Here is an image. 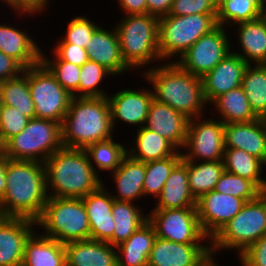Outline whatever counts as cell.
<instances>
[{
	"label": "cell",
	"mask_w": 266,
	"mask_h": 266,
	"mask_svg": "<svg viewBox=\"0 0 266 266\" xmlns=\"http://www.w3.org/2000/svg\"><path fill=\"white\" fill-rule=\"evenodd\" d=\"M35 230L32 219L0 216V266H22L25 243Z\"/></svg>",
	"instance_id": "2e32d148"
},
{
	"label": "cell",
	"mask_w": 266,
	"mask_h": 266,
	"mask_svg": "<svg viewBox=\"0 0 266 266\" xmlns=\"http://www.w3.org/2000/svg\"><path fill=\"white\" fill-rule=\"evenodd\" d=\"M189 121L183 113L153 99L144 127L166 138L181 151L186 141Z\"/></svg>",
	"instance_id": "ffe728a7"
},
{
	"label": "cell",
	"mask_w": 266,
	"mask_h": 266,
	"mask_svg": "<svg viewBox=\"0 0 266 266\" xmlns=\"http://www.w3.org/2000/svg\"><path fill=\"white\" fill-rule=\"evenodd\" d=\"M127 88L108 95L112 125L114 130L121 121L125 125L140 129L145 125L149 107L154 99L151 86L144 88ZM150 88V89H149Z\"/></svg>",
	"instance_id": "9a60e30c"
},
{
	"label": "cell",
	"mask_w": 266,
	"mask_h": 266,
	"mask_svg": "<svg viewBox=\"0 0 266 266\" xmlns=\"http://www.w3.org/2000/svg\"><path fill=\"white\" fill-rule=\"evenodd\" d=\"M1 104L17 108L29 119L35 118L34 102L29 90V68L0 83Z\"/></svg>",
	"instance_id": "836d02e7"
},
{
	"label": "cell",
	"mask_w": 266,
	"mask_h": 266,
	"mask_svg": "<svg viewBox=\"0 0 266 266\" xmlns=\"http://www.w3.org/2000/svg\"><path fill=\"white\" fill-rule=\"evenodd\" d=\"M105 182L103 180L97 190L81 199L88 216L90 239L109 242L113 237L115 224L112 215L113 198Z\"/></svg>",
	"instance_id": "44dd1931"
},
{
	"label": "cell",
	"mask_w": 266,
	"mask_h": 266,
	"mask_svg": "<svg viewBox=\"0 0 266 266\" xmlns=\"http://www.w3.org/2000/svg\"><path fill=\"white\" fill-rule=\"evenodd\" d=\"M24 68L13 58L0 51V83L18 76Z\"/></svg>",
	"instance_id": "681fc988"
},
{
	"label": "cell",
	"mask_w": 266,
	"mask_h": 266,
	"mask_svg": "<svg viewBox=\"0 0 266 266\" xmlns=\"http://www.w3.org/2000/svg\"><path fill=\"white\" fill-rule=\"evenodd\" d=\"M124 15L147 14L146 0H116Z\"/></svg>",
	"instance_id": "f907efd6"
},
{
	"label": "cell",
	"mask_w": 266,
	"mask_h": 266,
	"mask_svg": "<svg viewBox=\"0 0 266 266\" xmlns=\"http://www.w3.org/2000/svg\"><path fill=\"white\" fill-rule=\"evenodd\" d=\"M218 0H174L168 15L217 14Z\"/></svg>",
	"instance_id": "f6af8a7d"
},
{
	"label": "cell",
	"mask_w": 266,
	"mask_h": 266,
	"mask_svg": "<svg viewBox=\"0 0 266 266\" xmlns=\"http://www.w3.org/2000/svg\"><path fill=\"white\" fill-rule=\"evenodd\" d=\"M50 2L51 0H5L3 3L13 11V14L17 13L18 17L22 15L36 17V15H41L45 9L48 10Z\"/></svg>",
	"instance_id": "bcb514c9"
},
{
	"label": "cell",
	"mask_w": 266,
	"mask_h": 266,
	"mask_svg": "<svg viewBox=\"0 0 266 266\" xmlns=\"http://www.w3.org/2000/svg\"><path fill=\"white\" fill-rule=\"evenodd\" d=\"M225 148L241 149L266 164V129L261 118L224 124Z\"/></svg>",
	"instance_id": "603a6c76"
},
{
	"label": "cell",
	"mask_w": 266,
	"mask_h": 266,
	"mask_svg": "<svg viewBox=\"0 0 266 266\" xmlns=\"http://www.w3.org/2000/svg\"><path fill=\"white\" fill-rule=\"evenodd\" d=\"M174 0H146L147 14L157 16L158 18L166 16L169 13Z\"/></svg>",
	"instance_id": "816d5d0a"
},
{
	"label": "cell",
	"mask_w": 266,
	"mask_h": 266,
	"mask_svg": "<svg viewBox=\"0 0 266 266\" xmlns=\"http://www.w3.org/2000/svg\"><path fill=\"white\" fill-rule=\"evenodd\" d=\"M122 16L123 18H119L120 22L114 26L125 63L133 72L139 70L135 74L160 64L162 60L158 45L159 18L150 14Z\"/></svg>",
	"instance_id": "5b68a950"
},
{
	"label": "cell",
	"mask_w": 266,
	"mask_h": 266,
	"mask_svg": "<svg viewBox=\"0 0 266 266\" xmlns=\"http://www.w3.org/2000/svg\"><path fill=\"white\" fill-rule=\"evenodd\" d=\"M224 171L223 161H187L188 182L193 197L198 200L214 190Z\"/></svg>",
	"instance_id": "e575fe53"
},
{
	"label": "cell",
	"mask_w": 266,
	"mask_h": 266,
	"mask_svg": "<svg viewBox=\"0 0 266 266\" xmlns=\"http://www.w3.org/2000/svg\"><path fill=\"white\" fill-rule=\"evenodd\" d=\"M215 257L216 255L211 253L199 266H220V264L218 265V261L216 262L219 259Z\"/></svg>",
	"instance_id": "db71d44e"
},
{
	"label": "cell",
	"mask_w": 266,
	"mask_h": 266,
	"mask_svg": "<svg viewBox=\"0 0 266 266\" xmlns=\"http://www.w3.org/2000/svg\"><path fill=\"white\" fill-rule=\"evenodd\" d=\"M70 266H117L116 246L99 240H80L64 244Z\"/></svg>",
	"instance_id": "d4e9b609"
},
{
	"label": "cell",
	"mask_w": 266,
	"mask_h": 266,
	"mask_svg": "<svg viewBox=\"0 0 266 266\" xmlns=\"http://www.w3.org/2000/svg\"><path fill=\"white\" fill-rule=\"evenodd\" d=\"M260 12L257 0H218L217 25L228 29L259 18Z\"/></svg>",
	"instance_id": "74e56055"
},
{
	"label": "cell",
	"mask_w": 266,
	"mask_h": 266,
	"mask_svg": "<svg viewBox=\"0 0 266 266\" xmlns=\"http://www.w3.org/2000/svg\"><path fill=\"white\" fill-rule=\"evenodd\" d=\"M7 157L0 149V201L5 195Z\"/></svg>",
	"instance_id": "f5cc1de1"
},
{
	"label": "cell",
	"mask_w": 266,
	"mask_h": 266,
	"mask_svg": "<svg viewBox=\"0 0 266 266\" xmlns=\"http://www.w3.org/2000/svg\"><path fill=\"white\" fill-rule=\"evenodd\" d=\"M239 197L212 190L196 202L197 215L203 233L211 240L245 205Z\"/></svg>",
	"instance_id": "5bb4252c"
},
{
	"label": "cell",
	"mask_w": 266,
	"mask_h": 266,
	"mask_svg": "<svg viewBox=\"0 0 266 266\" xmlns=\"http://www.w3.org/2000/svg\"><path fill=\"white\" fill-rule=\"evenodd\" d=\"M152 209L196 207L188 182L187 161L182 159L172 170Z\"/></svg>",
	"instance_id": "4316f807"
},
{
	"label": "cell",
	"mask_w": 266,
	"mask_h": 266,
	"mask_svg": "<svg viewBox=\"0 0 266 266\" xmlns=\"http://www.w3.org/2000/svg\"><path fill=\"white\" fill-rule=\"evenodd\" d=\"M48 198L44 163L7 158L6 188L0 201V216L36 221Z\"/></svg>",
	"instance_id": "6da1fadb"
},
{
	"label": "cell",
	"mask_w": 266,
	"mask_h": 266,
	"mask_svg": "<svg viewBox=\"0 0 266 266\" xmlns=\"http://www.w3.org/2000/svg\"><path fill=\"white\" fill-rule=\"evenodd\" d=\"M182 160L181 151L173 156L145 162L146 175L143 184L144 197L150 196L154 199L160 195L166 180L169 178L173 168Z\"/></svg>",
	"instance_id": "f35d334b"
},
{
	"label": "cell",
	"mask_w": 266,
	"mask_h": 266,
	"mask_svg": "<svg viewBox=\"0 0 266 266\" xmlns=\"http://www.w3.org/2000/svg\"><path fill=\"white\" fill-rule=\"evenodd\" d=\"M98 23H95L93 19L89 17L77 15L74 16L66 27V34L63 37H59L57 43H70L85 48L87 42L90 40L94 31L99 27Z\"/></svg>",
	"instance_id": "7bdbcfd3"
},
{
	"label": "cell",
	"mask_w": 266,
	"mask_h": 266,
	"mask_svg": "<svg viewBox=\"0 0 266 266\" xmlns=\"http://www.w3.org/2000/svg\"><path fill=\"white\" fill-rule=\"evenodd\" d=\"M241 86L254 114L266 116V64H248Z\"/></svg>",
	"instance_id": "8d00e7d4"
},
{
	"label": "cell",
	"mask_w": 266,
	"mask_h": 266,
	"mask_svg": "<svg viewBox=\"0 0 266 266\" xmlns=\"http://www.w3.org/2000/svg\"><path fill=\"white\" fill-rule=\"evenodd\" d=\"M12 25L0 23V51L16 60L24 69L38 64L41 45L27 30L16 27V23Z\"/></svg>",
	"instance_id": "7402d4cb"
},
{
	"label": "cell",
	"mask_w": 266,
	"mask_h": 266,
	"mask_svg": "<svg viewBox=\"0 0 266 266\" xmlns=\"http://www.w3.org/2000/svg\"><path fill=\"white\" fill-rule=\"evenodd\" d=\"M235 42L240 47L234 49L231 42V51L239 55L248 64H266V25L259 17L257 19L239 23L233 26Z\"/></svg>",
	"instance_id": "cb8c5ba5"
},
{
	"label": "cell",
	"mask_w": 266,
	"mask_h": 266,
	"mask_svg": "<svg viewBox=\"0 0 266 266\" xmlns=\"http://www.w3.org/2000/svg\"><path fill=\"white\" fill-rule=\"evenodd\" d=\"M222 161L225 171L252 181L262 191L266 179L262 160L241 149L225 148Z\"/></svg>",
	"instance_id": "1f68e13d"
},
{
	"label": "cell",
	"mask_w": 266,
	"mask_h": 266,
	"mask_svg": "<svg viewBox=\"0 0 266 266\" xmlns=\"http://www.w3.org/2000/svg\"><path fill=\"white\" fill-rule=\"evenodd\" d=\"M107 97H73L61 124L65 148L86 149L114 136Z\"/></svg>",
	"instance_id": "277c9868"
},
{
	"label": "cell",
	"mask_w": 266,
	"mask_h": 266,
	"mask_svg": "<svg viewBox=\"0 0 266 266\" xmlns=\"http://www.w3.org/2000/svg\"><path fill=\"white\" fill-rule=\"evenodd\" d=\"M135 138L127 154L138 161L160 160L176 154L179 150L166 138L147 127L136 129ZM134 142V143H133Z\"/></svg>",
	"instance_id": "f546056e"
},
{
	"label": "cell",
	"mask_w": 266,
	"mask_h": 266,
	"mask_svg": "<svg viewBox=\"0 0 266 266\" xmlns=\"http://www.w3.org/2000/svg\"><path fill=\"white\" fill-rule=\"evenodd\" d=\"M217 192L239 197L246 202L256 199L261 190L250 180L224 171L214 189Z\"/></svg>",
	"instance_id": "b9f144b4"
},
{
	"label": "cell",
	"mask_w": 266,
	"mask_h": 266,
	"mask_svg": "<svg viewBox=\"0 0 266 266\" xmlns=\"http://www.w3.org/2000/svg\"><path fill=\"white\" fill-rule=\"evenodd\" d=\"M260 18L264 21V23L266 25V7L261 9Z\"/></svg>",
	"instance_id": "11a10c76"
},
{
	"label": "cell",
	"mask_w": 266,
	"mask_h": 266,
	"mask_svg": "<svg viewBox=\"0 0 266 266\" xmlns=\"http://www.w3.org/2000/svg\"><path fill=\"white\" fill-rule=\"evenodd\" d=\"M142 210L134 202L113 199L112 215L115 228L113 237L108 243L113 246L119 245L144 224L148 220V214Z\"/></svg>",
	"instance_id": "d6a6232c"
},
{
	"label": "cell",
	"mask_w": 266,
	"mask_h": 266,
	"mask_svg": "<svg viewBox=\"0 0 266 266\" xmlns=\"http://www.w3.org/2000/svg\"><path fill=\"white\" fill-rule=\"evenodd\" d=\"M66 263L64 244L36 230L27 239L22 266H63Z\"/></svg>",
	"instance_id": "f1b7e54d"
},
{
	"label": "cell",
	"mask_w": 266,
	"mask_h": 266,
	"mask_svg": "<svg viewBox=\"0 0 266 266\" xmlns=\"http://www.w3.org/2000/svg\"><path fill=\"white\" fill-rule=\"evenodd\" d=\"M217 14L166 15L159 18L158 45L162 62H175L201 36L217 26ZM176 57V59H175Z\"/></svg>",
	"instance_id": "ba28073f"
},
{
	"label": "cell",
	"mask_w": 266,
	"mask_h": 266,
	"mask_svg": "<svg viewBox=\"0 0 266 266\" xmlns=\"http://www.w3.org/2000/svg\"><path fill=\"white\" fill-rule=\"evenodd\" d=\"M114 76L104 66L97 64L95 61L88 60L81 66L80 80L78 85V97H107L100 85H103L104 78Z\"/></svg>",
	"instance_id": "60d3db41"
},
{
	"label": "cell",
	"mask_w": 266,
	"mask_h": 266,
	"mask_svg": "<svg viewBox=\"0 0 266 266\" xmlns=\"http://www.w3.org/2000/svg\"><path fill=\"white\" fill-rule=\"evenodd\" d=\"M258 1V6L260 10L264 7H266V0H257Z\"/></svg>",
	"instance_id": "9f6ffc18"
},
{
	"label": "cell",
	"mask_w": 266,
	"mask_h": 266,
	"mask_svg": "<svg viewBox=\"0 0 266 266\" xmlns=\"http://www.w3.org/2000/svg\"><path fill=\"white\" fill-rule=\"evenodd\" d=\"M41 49L40 61L55 76L59 84L68 91L73 97H78V85L80 80L81 67L73 63L62 61L53 51H50L54 57L45 54Z\"/></svg>",
	"instance_id": "ab89813d"
},
{
	"label": "cell",
	"mask_w": 266,
	"mask_h": 266,
	"mask_svg": "<svg viewBox=\"0 0 266 266\" xmlns=\"http://www.w3.org/2000/svg\"><path fill=\"white\" fill-rule=\"evenodd\" d=\"M226 29L224 26L217 25L201 36L175 62L183 70L202 78L231 52L233 35L228 33L230 28Z\"/></svg>",
	"instance_id": "4fadbf2b"
},
{
	"label": "cell",
	"mask_w": 266,
	"mask_h": 266,
	"mask_svg": "<svg viewBox=\"0 0 266 266\" xmlns=\"http://www.w3.org/2000/svg\"><path fill=\"white\" fill-rule=\"evenodd\" d=\"M210 116L190 119L186 141L181 151L182 159L205 162L223 160L224 123L216 119L217 117Z\"/></svg>",
	"instance_id": "7c38bea8"
},
{
	"label": "cell",
	"mask_w": 266,
	"mask_h": 266,
	"mask_svg": "<svg viewBox=\"0 0 266 266\" xmlns=\"http://www.w3.org/2000/svg\"><path fill=\"white\" fill-rule=\"evenodd\" d=\"M261 120L263 121V124H264L265 129H266V116L262 117Z\"/></svg>",
	"instance_id": "680465c9"
},
{
	"label": "cell",
	"mask_w": 266,
	"mask_h": 266,
	"mask_svg": "<svg viewBox=\"0 0 266 266\" xmlns=\"http://www.w3.org/2000/svg\"><path fill=\"white\" fill-rule=\"evenodd\" d=\"M145 175V162L135 160L127 154L122 159L120 166L109 174V178L114 181L112 184H115L116 188V191L110 192L111 197L118 201L138 203L139 198L144 197L143 184Z\"/></svg>",
	"instance_id": "484cf974"
},
{
	"label": "cell",
	"mask_w": 266,
	"mask_h": 266,
	"mask_svg": "<svg viewBox=\"0 0 266 266\" xmlns=\"http://www.w3.org/2000/svg\"><path fill=\"white\" fill-rule=\"evenodd\" d=\"M86 50L89 60L104 66L116 78L117 76H124L129 71H132L122 58L115 27L112 30L111 28L106 30L100 24L87 42Z\"/></svg>",
	"instance_id": "d6986e66"
},
{
	"label": "cell",
	"mask_w": 266,
	"mask_h": 266,
	"mask_svg": "<svg viewBox=\"0 0 266 266\" xmlns=\"http://www.w3.org/2000/svg\"><path fill=\"white\" fill-rule=\"evenodd\" d=\"M52 51L62 60L81 67L88 59V53L85 48L70 43H54Z\"/></svg>",
	"instance_id": "c3c4849f"
},
{
	"label": "cell",
	"mask_w": 266,
	"mask_h": 266,
	"mask_svg": "<svg viewBox=\"0 0 266 266\" xmlns=\"http://www.w3.org/2000/svg\"><path fill=\"white\" fill-rule=\"evenodd\" d=\"M248 63L232 51L202 77L203 94L207 104L220 95L242 85Z\"/></svg>",
	"instance_id": "ac0fdd59"
},
{
	"label": "cell",
	"mask_w": 266,
	"mask_h": 266,
	"mask_svg": "<svg viewBox=\"0 0 266 266\" xmlns=\"http://www.w3.org/2000/svg\"><path fill=\"white\" fill-rule=\"evenodd\" d=\"M62 147L61 124L35 117L29 120L23 131L10 138L0 149L8 159L44 163Z\"/></svg>",
	"instance_id": "9c48e42d"
},
{
	"label": "cell",
	"mask_w": 266,
	"mask_h": 266,
	"mask_svg": "<svg viewBox=\"0 0 266 266\" xmlns=\"http://www.w3.org/2000/svg\"><path fill=\"white\" fill-rule=\"evenodd\" d=\"M29 118L17 108L1 104L0 107V148L13 136L25 129Z\"/></svg>",
	"instance_id": "ee69618b"
},
{
	"label": "cell",
	"mask_w": 266,
	"mask_h": 266,
	"mask_svg": "<svg viewBox=\"0 0 266 266\" xmlns=\"http://www.w3.org/2000/svg\"><path fill=\"white\" fill-rule=\"evenodd\" d=\"M240 266H266V234L238 256Z\"/></svg>",
	"instance_id": "7dc6e473"
},
{
	"label": "cell",
	"mask_w": 266,
	"mask_h": 266,
	"mask_svg": "<svg viewBox=\"0 0 266 266\" xmlns=\"http://www.w3.org/2000/svg\"><path fill=\"white\" fill-rule=\"evenodd\" d=\"M44 165L49 197L84 198L103 184L85 149L62 147Z\"/></svg>",
	"instance_id": "3957f363"
},
{
	"label": "cell",
	"mask_w": 266,
	"mask_h": 266,
	"mask_svg": "<svg viewBox=\"0 0 266 266\" xmlns=\"http://www.w3.org/2000/svg\"><path fill=\"white\" fill-rule=\"evenodd\" d=\"M143 73V74H142ZM152 86L154 99L183 113L189 119L207 116L202 78L183 70L176 62H162L142 71Z\"/></svg>",
	"instance_id": "7a4b0ae2"
},
{
	"label": "cell",
	"mask_w": 266,
	"mask_h": 266,
	"mask_svg": "<svg viewBox=\"0 0 266 266\" xmlns=\"http://www.w3.org/2000/svg\"><path fill=\"white\" fill-rule=\"evenodd\" d=\"M124 146V144L114 141V137H112L93 143L85 149L90 164L102 180L103 178L99 175L101 171H109L111 174L120 166L122 159L127 155V144Z\"/></svg>",
	"instance_id": "d590c367"
},
{
	"label": "cell",
	"mask_w": 266,
	"mask_h": 266,
	"mask_svg": "<svg viewBox=\"0 0 266 266\" xmlns=\"http://www.w3.org/2000/svg\"><path fill=\"white\" fill-rule=\"evenodd\" d=\"M147 214L159 238L182 244H211L201 229L196 207L152 209Z\"/></svg>",
	"instance_id": "8fae6325"
},
{
	"label": "cell",
	"mask_w": 266,
	"mask_h": 266,
	"mask_svg": "<svg viewBox=\"0 0 266 266\" xmlns=\"http://www.w3.org/2000/svg\"><path fill=\"white\" fill-rule=\"evenodd\" d=\"M261 194L266 198V179Z\"/></svg>",
	"instance_id": "6f0895ef"
},
{
	"label": "cell",
	"mask_w": 266,
	"mask_h": 266,
	"mask_svg": "<svg viewBox=\"0 0 266 266\" xmlns=\"http://www.w3.org/2000/svg\"><path fill=\"white\" fill-rule=\"evenodd\" d=\"M211 254V244H182L157 237L147 266H199Z\"/></svg>",
	"instance_id": "e0dca14e"
},
{
	"label": "cell",
	"mask_w": 266,
	"mask_h": 266,
	"mask_svg": "<svg viewBox=\"0 0 266 266\" xmlns=\"http://www.w3.org/2000/svg\"><path fill=\"white\" fill-rule=\"evenodd\" d=\"M156 238L155 229L147 220L127 240L116 246L117 266H147Z\"/></svg>",
	"instance_id": "83f0119b"
},
{
	"label": "cell",
	"mask_w": 266,
	"mask_h": 266,
	"mask_svg": "<svg viewBox=\"0 0 266 266\" xmlns=\"http://www.w3.org/2000/svg\"><path fill=\"white\" fill-rule=\"evenodd\" d=\"M209 106L215 108L217 119L224 124L251 122L258 117L252 111L242 86L232 89L217 97Z\"/></svg>",
	"instance_id": "4dcf8cb0"
},
{
	"label": "cell",
	"mask_w": 266,
	"mask_h": 266,
	"mask_svg": "<svg viewBox=\"0 0 266 266\" xmlns=\"http://www.w3.org/2000/svg\"><path fill=\"white\" fill-rule=\"evenodd\" d=\"M36 226L41 234L63 244L90 239V225L81 198L49 197Z\"/></svg>",
	"instance_id": "8992f818"
},
{
	"label": "cell",
	"mask_w": 266,
	"mask_h": 266,
	"mask_svg": "<svg viewBox=\"0 0 266 266\" xmlns=\"http://www.w3.org/2000/svg\"><path fill=\"white\" fill-rule=\"evenodd\" d=\"M266 234V198L260 194L247 201L240 212L210 240L211 253L235 251L242 254L249 246ZM237 251V252H236Z\"/></svg>",
	"instance_id": "52a82bcc"
},
{
	"label": "cell",
	"mask_w": 266,
	"mask_h": 266,
	"mask_svg": "<svg viewBox=\"0 0 266 266\" xmlns=\"http://www.w3.org/2000/svg\"><path fill=\"white\" fill-rule=\"evenodd\" d=\"M29 90L36 118L62 124L73 96L59 84L41 61L29 67Z\"/></svg>",
	"instance_id": "30bf717a"
}]
</instances>
